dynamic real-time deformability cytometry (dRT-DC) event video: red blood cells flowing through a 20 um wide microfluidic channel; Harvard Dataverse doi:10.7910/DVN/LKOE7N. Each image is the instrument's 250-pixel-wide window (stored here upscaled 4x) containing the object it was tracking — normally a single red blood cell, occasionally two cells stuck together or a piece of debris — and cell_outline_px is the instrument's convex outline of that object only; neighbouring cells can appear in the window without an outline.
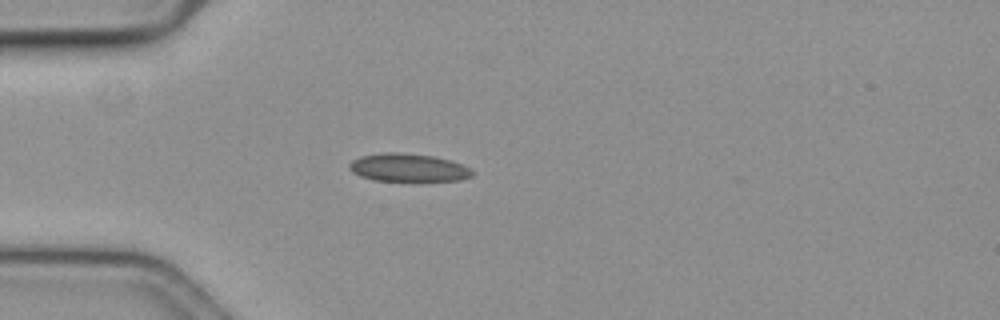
{"species": "common noctule bat (a hibernating species)", "species_latin": "Nyctalus noctula", "temperature_condition": "cold", "stored_images_in_passage": 42, "camera_frame_rate_fps": 3000, "um_per_image_px": 0.085, "animal": {"sex": "female", "body_mass_g": 19.3, "forearm_length_mm": 54.1}, "frame": {"image": 1, "passage_image": 1, "time_ms": 0.0, "image_size_px": [1000, 320], "cell_outline_px": [[472, 176], [460, 180], [420, 184], [412, 184], [372, 180], [360, 176], [352, 172], [348, 168], [348, 164], [352, 160], [360, 156], [384, 152], [396, 152], [432, 156], [448, 160], [460, 164], [468, 168], [472, 172]], "centroid_in_image_um": [34.66, 14.32], "position_along_channel_um": 50.3, "area_um2": 21.1}}
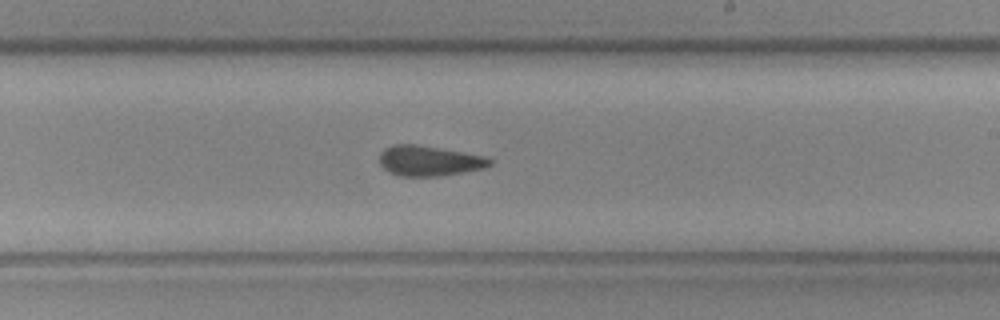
{"frame": {"image": 2, "passage_image": 19, "time_ms": 6.0, "image_size_px": [1000, 320], "cell_outline_px": [[492, 164], [484, 168], [464, 172], [440, 176], [400, 176], [388, 172], [380, 164], [380, 152], [384, 148], [392, 144], [416, 144], [488, 156], [492, 160]], "centroid_in_image_um": [36.48, 13.66], "position_along_channel_um": 252.5, "area_um2": 19.65}}
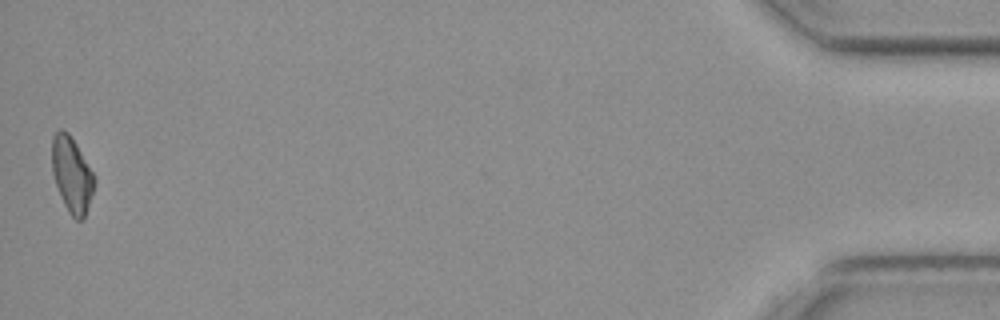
{"frame": {"image": 3, "passage_image": 42, "time_ms": 13.667, "image_size_px": [1000, 320], "cell_outline_px": [[96, 180], [84, 220], [76, 220], [68, 212], [64, 204], [56, 184], [52, 172], [52, 136], [60, 128], [68, 132], [76, 144], [96, 176]], "centroid_in_image_um": [6.12, 14.84], "position_along_channel_um": 429.1, "area_um2": 18.67}, "authors_computed_cell_mechanics": {"area_um2": 19.4497, "velocity_mm_per_s": 3.5978, "shape_relaxation_time_tau1_ms": null, "shape_relaxation_time_tau2_ms": 3.5769, "deformation_change_tau1": null, "deformation_change_tau2": 0.0847}}